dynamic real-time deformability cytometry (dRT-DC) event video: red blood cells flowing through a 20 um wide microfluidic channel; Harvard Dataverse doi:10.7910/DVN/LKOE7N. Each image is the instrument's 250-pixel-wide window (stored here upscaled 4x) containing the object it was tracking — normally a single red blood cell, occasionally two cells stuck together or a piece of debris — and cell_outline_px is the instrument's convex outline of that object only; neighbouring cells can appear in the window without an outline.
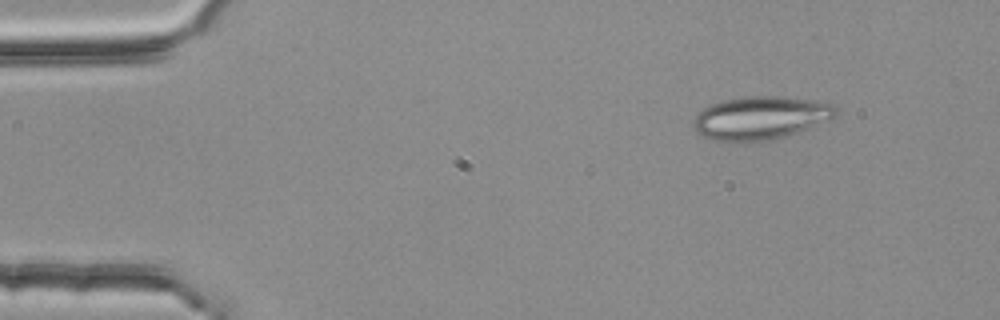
{"species": "common noctule bat (a hibernating species)", "species_latin": "Nyctalus noctula", "temperature_condition": "room temperature", "stored_images_in_passage": 3, "camera_frame_rate_fps": 3000, "um_per_image_px": 0.085, "animal": {"sex": "female", "body_mass_g": 25.1}, "frame": {"image": 1, "passage_image": 1, "time_ms": 0.0, "image_size_px": [1000, 320], "cell_outline_px": [[836, 112], [832, 116], [796, 132], [784, 136], [768, 140], [744, 144], [728, 144], [712, 140], [704, 136], [692, 124], [692, 120], [704, 108], [712, 104], [724, 100], [748, 96], [780, 96], [824, 100], [836, 104]], "centroid_in_image_um": [64.6, 10.03], "position_along_channel_um": 20.4, "area_um2": 36.01}}